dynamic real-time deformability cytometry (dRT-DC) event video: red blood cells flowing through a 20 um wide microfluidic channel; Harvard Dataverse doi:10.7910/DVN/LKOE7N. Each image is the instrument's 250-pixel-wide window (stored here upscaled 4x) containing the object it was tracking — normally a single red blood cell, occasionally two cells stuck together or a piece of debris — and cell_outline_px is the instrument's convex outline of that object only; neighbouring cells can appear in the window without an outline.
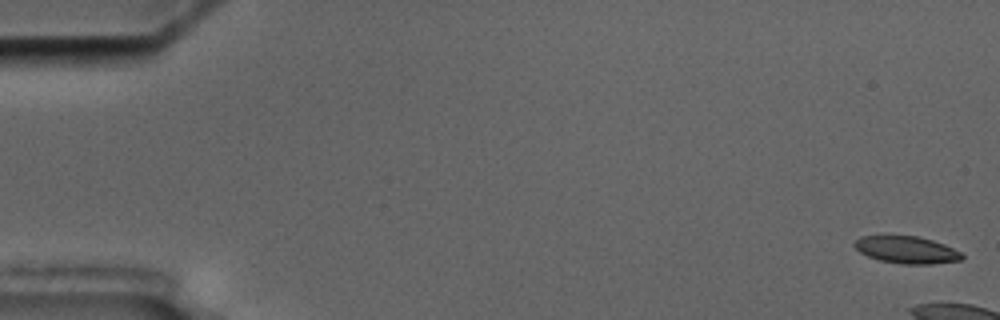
{"species": "common noctule bat (a hibernating species)", "species_latin": "Nyctalus noctula", "temperature_condition": "cold", "stored_images_in_passage": 7, "camera_frame_rate_fps": 3000, "um_per_image_px": 0.085, "animal": {"sex": "male", "body_mass_g": 17.5, "forearm_length_mm": 52.3}, "frame": {"image": 1, "passage_image": 1, "time_ms": 0.0, "image_size_px": [1000, 320], "cell_outline_px": [[964, 256], [960, 260], [932, 264], [900, 264], [880, 260], [868, 256], [860, 252], [852, 244], [860, 236], [916, 236], [932, 240], [944, 244], [960, 252]], "centroid_in_image_um": [77.04, 21.24], "position_along_channel_um": 8.0, "area_um2": 16.88}}
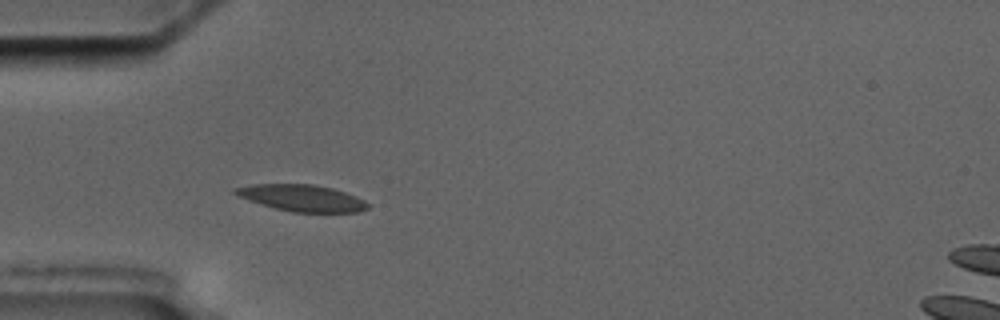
{"frame": {"image": 2, "passage_image": 7, "time_ms": 6.667, "image_size_px": [1000, 320], "cell_outline_px": [[368, 208], [360, 212], [292, 212], [276, 208], [240, 196], [232, 192], [232, 188], [252, 184], [312, 184], [332, 188], [356, 196], [364, 200], [368, 204]], "centroid_in_image_um": [25.69, 16.82], "position_along_channel_um": 59.3, "area_um2": 20.23}}